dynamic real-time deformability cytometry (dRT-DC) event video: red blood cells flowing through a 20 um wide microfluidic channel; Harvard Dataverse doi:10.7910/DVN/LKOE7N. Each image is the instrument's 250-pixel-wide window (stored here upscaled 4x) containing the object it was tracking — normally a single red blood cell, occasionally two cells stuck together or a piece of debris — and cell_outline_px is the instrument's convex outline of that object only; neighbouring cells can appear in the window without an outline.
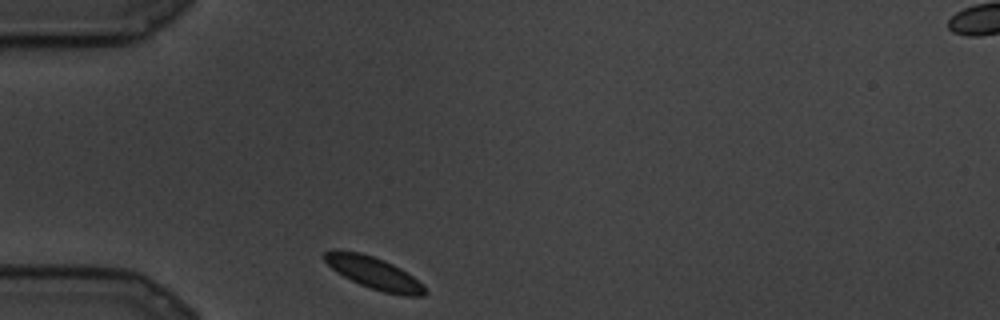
{"species": "common noctule bat (a hibernating species)", "species_latin": "Nyctalus noctula", "temperature_condition": "cold", "stored_images_in_passage": 57, "camera_frame_rate_fps": 3000, "um_per_image_px": 0.085, "animal": {"sex": "male", "body_mass_g": 19.5, "forearm_length_mm": 54.6}, "frame": {"image": 1, "passage_image": 1, "time_ms": 0.0, "image_size_px": [1000, 320], "cell_outline_px": [[428, 292], [424, 296], [404, 296], [384, 292], [360, 284], [336, 272], [324, 260], [324, 252], [336, 248], [360, 252], [384, 260], [400, 268], [412, 276]], "centroid_in_image_um": [31.75, 23.18], "position_along_channel_um": 53.3, "area_um2": 18.61}}
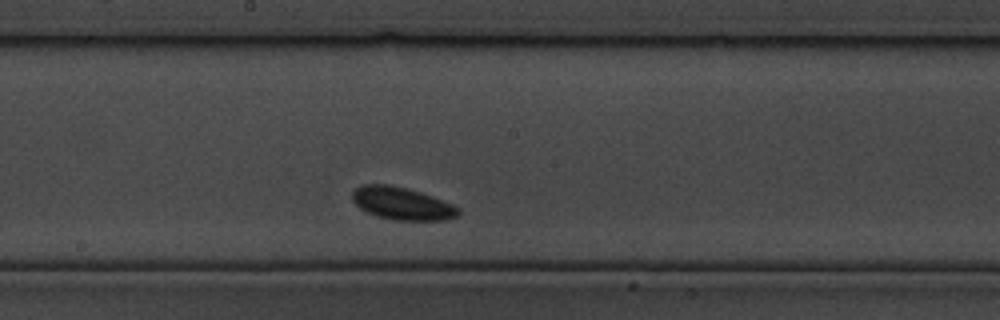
{"frame": {"image": 2, "passage_image": 27, "time_ms": 8.667, "image_size_px": [1000, 320], "cell_outline_px": [[460, 212], [456, 216], [444, 220], [392, 220], [376, 216], [360, 208], [352, 200], [352, 192], [360, 184], [388, 184], [420, 192], [432, 196], [452, 204], [460, 208]], "centroid_in_image_um": [34.14, 17.29], "position_along_channel_um": 214.1, "area_um2": 20.06}}
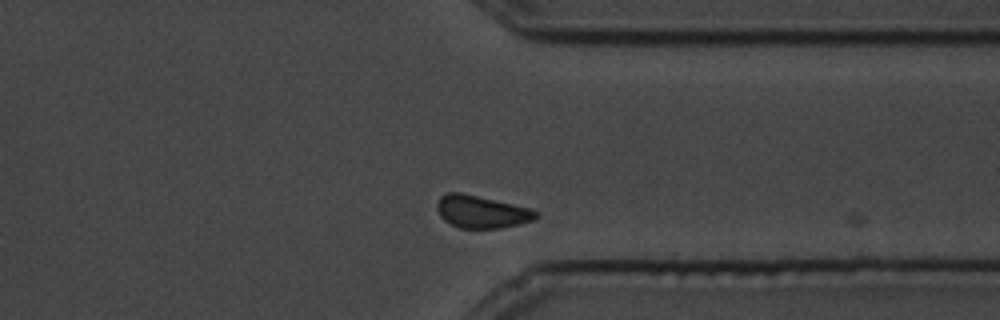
{"frame": {"image": 3, "passage_image": 50, "time_ms": 16.333, "image_size_px": [1000, 320], "cell_outline_px": [[540, 216], [532, 220], [500, 228], [460, 228], [444, 220], [440, 216], [436, 208], [436, 204], [440, 196], [448, 192], [460, 192], [532, 208], [540, 212]], "centroid_in_image_um": [40.93, 17.99], "position_along_channel_um": 370.5, "area_um2": 18.79}}